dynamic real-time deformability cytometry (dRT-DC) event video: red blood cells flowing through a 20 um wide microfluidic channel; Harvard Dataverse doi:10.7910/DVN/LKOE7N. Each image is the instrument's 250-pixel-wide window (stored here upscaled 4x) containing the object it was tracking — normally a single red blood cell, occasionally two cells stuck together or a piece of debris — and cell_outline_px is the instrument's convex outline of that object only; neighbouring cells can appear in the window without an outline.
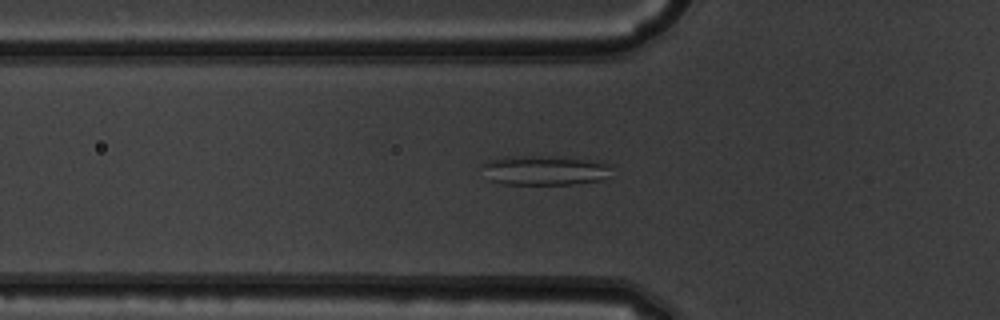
{"species": "common noctule bat (a hibernating species)", "species_latin": "Nyctalus noctula", "temperature_condition": "warm", "stored_images_in_passage": 52, "camera_frame_rate_fps": 3000, "um_per_image_px": 0.085, "animal": {"sex": "male", "body_mass_g": 19.5, "forearm_length_mm": 54.6}, "frame": {"image": 1, "passage_image": 18, "time_ms": 5.667, "image_size_px": [1000, 320], "cell_outline_px": [[612, 164], [600, 180], [572, 184], [504, 184], [488, 180], [480, 164], [488, 160], [504, 156], [556, 156], [592, 160]], "centroid_in_image_um": [46.18, 14.46], "position_along_channel_um": 79.6, "area_um2": 22.37}}
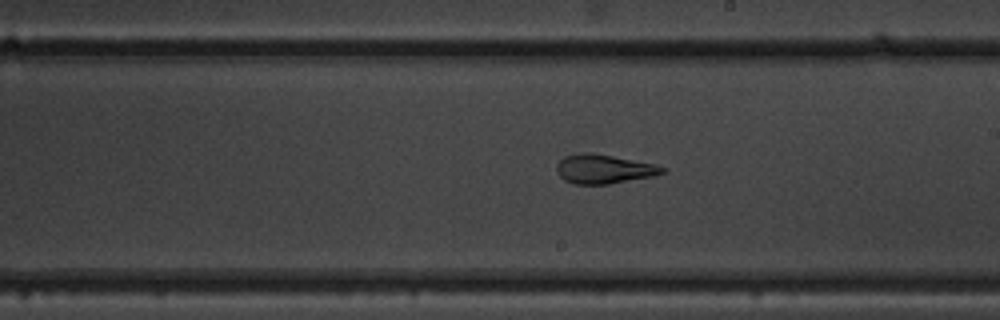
{"frame": {"image": 2, "passage_image": 30, "time_ms": 9.667, "image_size_px": [1000, 320], "cell_outline_px": [[668, 172], [652, 176], [608, 184], [572, 184], [564, 180], [556, 172], [556, 164], [564, 156], [584, 152], [592, 152], [656, 164], [668, 168]], "centroid_in_image_um": [51.33, 14.36], "position_along_channel_um": 237.7, "area_um2": 18.15}}
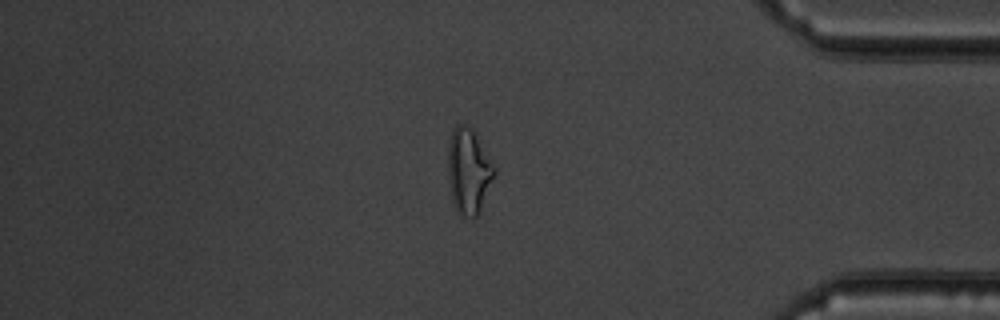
{"frame": {"image": 3, "passage_image": 44, "time_ms": 14.333, "image_size_px": [1000, 320], "cell_outline_px": [[496, 172], [480, 212], [476, 216], [464, 216], [456, 212], [452, 200], [448, 172], [448, 144], [452, 128], [456, 124], [464, 124], [472, 128], [496, 168]], "centroid_in_image_um": [39.83, 14.52], "position_along_channel_um": 395.4, "area_um2": 23.12}}